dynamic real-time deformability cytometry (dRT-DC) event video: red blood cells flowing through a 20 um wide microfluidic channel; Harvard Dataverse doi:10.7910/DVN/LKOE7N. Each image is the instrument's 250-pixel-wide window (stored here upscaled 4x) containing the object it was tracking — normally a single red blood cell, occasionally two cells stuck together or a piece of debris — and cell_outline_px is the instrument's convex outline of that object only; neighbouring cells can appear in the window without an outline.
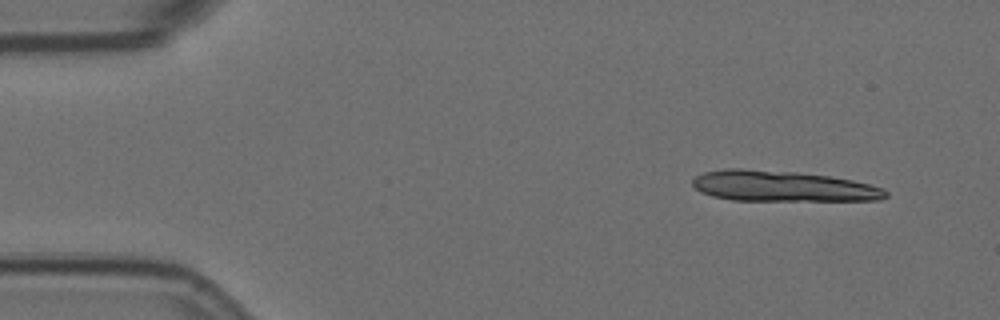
{"species": "Egyptian fruit bat (a non-hibernating species)", "species_latin": "Rousettus aegyptiacus", "temperature_condition": "room temperature", "stored_images_in_passage": 4, "camera_frame_rate_fps": 3000, "um_per_image_px": 0.085, "animal": {"sex": "female"}, "frame": {"image": 1, "passage_image": 1, "time_ms": 0.0, "image_size_px": [1000, 320], "cell_outline_px": [[888, 196], [880, 200], [732, 200], [712, 196], [700, 192], [692, 184], [692, 180], [696, 176], [704, 172], [724, 168], [744, 168], [796, 172], [828, 176], [852, 180], [884, 188], [888, 192]], "centroid_in_image_um": [66.5, 15.82], "position_along_channel_um": 18.5, "area_um2": 34.56}}